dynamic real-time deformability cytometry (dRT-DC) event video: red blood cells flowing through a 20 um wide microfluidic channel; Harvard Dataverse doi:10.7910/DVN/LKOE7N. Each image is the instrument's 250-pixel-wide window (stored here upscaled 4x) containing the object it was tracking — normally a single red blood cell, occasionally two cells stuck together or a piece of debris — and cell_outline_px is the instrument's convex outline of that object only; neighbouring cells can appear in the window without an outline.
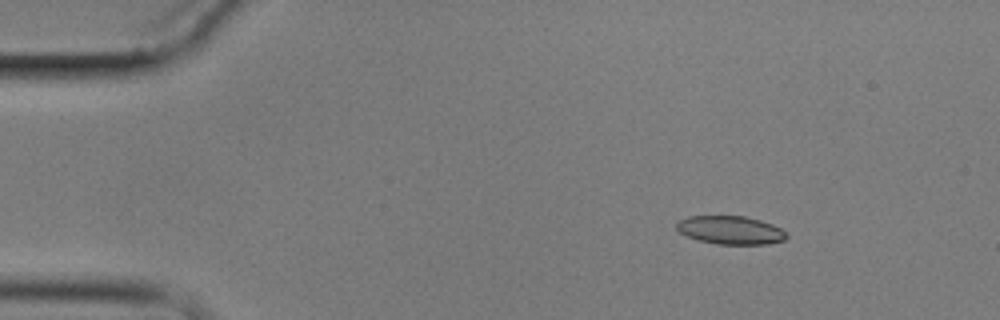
{"species": "common noctule bat (a hibernating species)", "species_latin": "Nyctalus noctula", "temperature_condition": "cold", "stored_images_in_passage": 5, "camera_frame_rate_fps": 3000, "um_per_image_px": 0.085, "animal": {"sex": "male", "body_mass_g": 17.9}, "frame": {"image": 1, "passage_image": 3, "time_ms": 2.333, "image_size_px": [1000, 320], "cell_outline_px": [[788, 236], [784, 240], [768, 244], [716, 244], [700, 240], [688, 236], [680, 232], [676, 228], [676, 224], [680, 220], [688, 216], [744, 216], [760, 220], [772, 224], [780, 228]], "centroid_in_image_um": [62.1, 19.56], "position_along_channel_um": 22.9, "area_um2": 17.98}}